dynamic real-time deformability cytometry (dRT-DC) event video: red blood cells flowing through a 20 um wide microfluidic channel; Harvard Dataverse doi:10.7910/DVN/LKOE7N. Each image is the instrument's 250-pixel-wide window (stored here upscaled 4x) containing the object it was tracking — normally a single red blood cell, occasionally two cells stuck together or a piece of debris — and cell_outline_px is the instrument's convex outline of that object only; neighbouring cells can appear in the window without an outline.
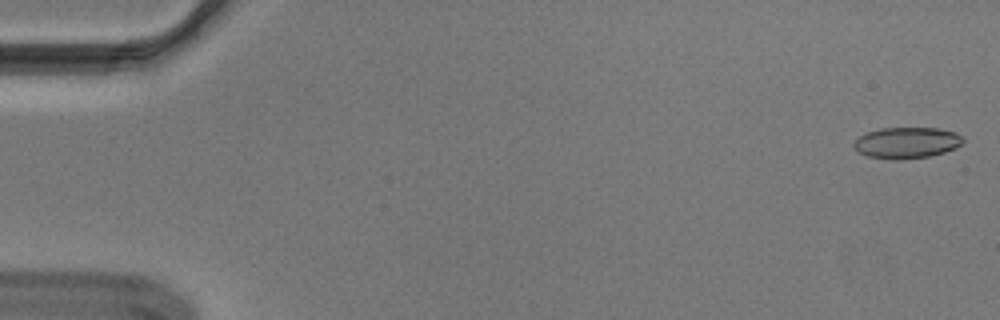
{"species": "Egyptian fruit bat (a non-hibernating species)", "species_latin": "Rousettus aegyptiacus", "temperature_condition": "cold", "stored_images_in_passage": 9, "camera_frame_rate_fps": 3000, "um_per_image_px": 0.085, "animal": {"sex": "male"}, "frame": {"image": 1, "passage_image": 1, "time_ms": 0.0, "image_size_px": [1000, 320], "cell_outline_px": [[964, 144], [956, 148], [944, 152], [928, 156], [900, 160], [892, 160], [868, 156], [860, 152], [852, 144], [860, 136], [868, 132], [880, 128], [936, 128], [956, 132], [964, 136]], "centroid_in_image_um": [77.13, 12.13], "position_along_channel_um": 7.9, "area_um2": 19.88}}